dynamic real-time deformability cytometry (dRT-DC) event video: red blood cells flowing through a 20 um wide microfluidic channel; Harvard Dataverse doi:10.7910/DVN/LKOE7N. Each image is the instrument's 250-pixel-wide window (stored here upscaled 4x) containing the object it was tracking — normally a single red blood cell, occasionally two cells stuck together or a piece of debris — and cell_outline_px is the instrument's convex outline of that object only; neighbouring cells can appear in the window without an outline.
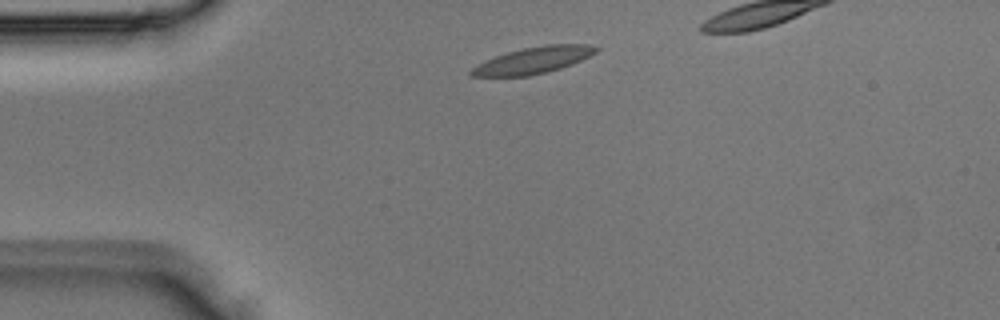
{"species": "Egyptian fruit bat (a non-hibernating species)", "species_latin": "Rousettus aegyptiacus", "temperature_condition": "room temperature", "stored_images_in_passage": 3, "camera_frame_rate_fps": 3000, "um_per_image_px": 0.085, "animal": {"sex": "male"}, "frame": {"image": 1, "passage_image": 1, "time_ms": 0.0, "image_size_px": [1000, 320], "cell_outline_px": [[600, 48], [596, 52], [572, 64], [560, 68], [528, 76], [472, 76], [468, 72], [472, 68], [496, 56], [508, 52], [524, 48], [548, 44], [588, 44]], "centroid_in_image_um": [45.36, 5.12], "position_along_channel_um": 39.6, "area_um2": 18.84}}